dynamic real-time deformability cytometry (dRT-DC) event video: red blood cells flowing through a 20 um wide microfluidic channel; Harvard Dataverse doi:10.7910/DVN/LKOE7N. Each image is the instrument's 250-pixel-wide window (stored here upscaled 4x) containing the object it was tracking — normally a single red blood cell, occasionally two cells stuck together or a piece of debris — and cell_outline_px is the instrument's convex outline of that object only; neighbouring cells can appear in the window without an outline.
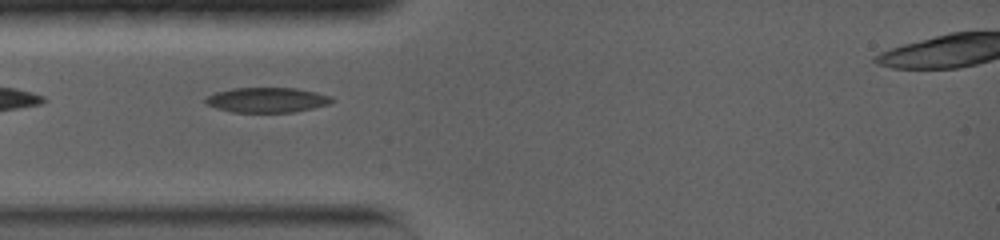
{"species": "common noctule bat (a hibernating species)", "species_latin": "Nyctalus noctula", "temperature_condition": "warm", "stored_images_in_passage": 26, "camera_frame_rate_fps": 5000, "um_per_image_px": 0.085, "animal": {"sex": "female", "body_mass_g": 19.0, "forearm_length_mm": 56.7}, "frame": {"image": 1, "passage_image": 1, "time_ms": 0.0, "image_size_px": [1000, 240], "cell_outline_px": [[332, 100], [328, 104], [296, 112], [232, 112], [216, 108], [204, 104], [204, 96], [216, 92], [232, 88], [296, 88], [316, 92], [332, 96]], "centroid_in_image_um": [22.63, 8.49], "position_along_channel_um": 62.4, "area_um2": 18.5}}
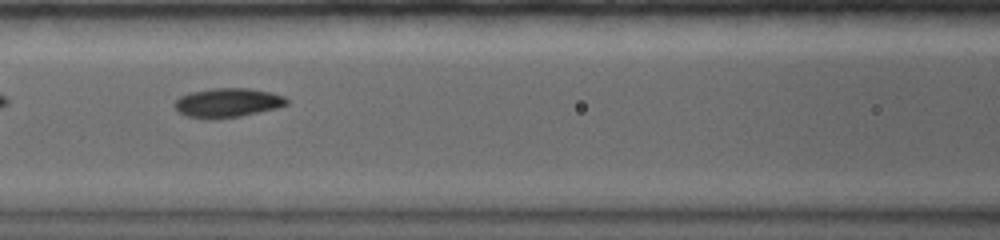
{"frame": {"image": 2, "passage_image": 8, "time_ms": 1.4, "image_size_px": [1000, 240], "cell_outline_px": [[288, 104], [276, 108], [240, 116], [216, 120], [208, 120], [188, 116], [180, 112], [172, 104], [180, 96], [192, 92], [212, 88], [248, 88], [268, 92], [284, 96], [288, 100]], "centroid_in_image_um": [19.32, 8.74], "position_along_channel_um": 147.3, "area_um2": 19.07}}
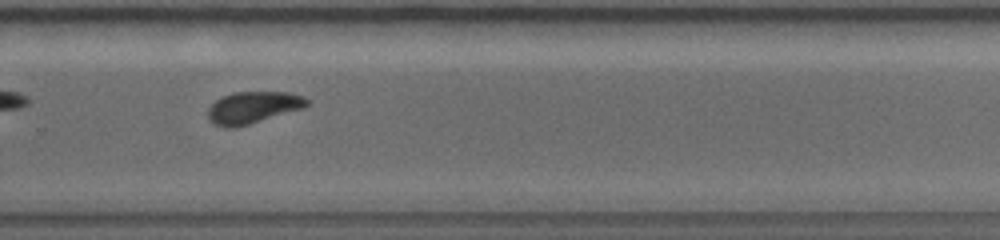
{"frame": {"image": 3, "passage_image": 15, "time_ms": 2.8, "image_size_px": [1000, 240], "cell_outline_px": [[308, 104], [304, 108], [236, 128], [224, 128], [208, 120], [208, 108], [220, 96], [236, 92], [288, 92], [304, 96], [308, 100]], "centroid_in_image_um": [21.49, 9.14], "position_along_channel_um": 308.3, "area_um2": 18.5}}